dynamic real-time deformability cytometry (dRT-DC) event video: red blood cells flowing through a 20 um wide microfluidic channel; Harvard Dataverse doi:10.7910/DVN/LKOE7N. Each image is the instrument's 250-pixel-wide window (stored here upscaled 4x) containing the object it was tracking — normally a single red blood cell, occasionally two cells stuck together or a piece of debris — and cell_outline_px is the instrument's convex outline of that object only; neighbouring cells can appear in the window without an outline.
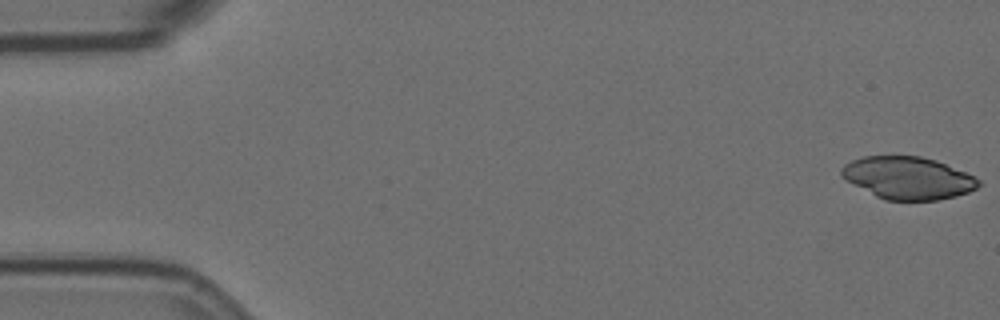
{"species": "Egyptian fruit bat (a non-hibernating species)", "species_latin": "Rousettus aegyptiacus", "temperature_condition": "room temperature", "stored_images_in_passage": 4, "camera_frame_rate_fps": 3000, "um_per_image_px": 0.085, "animal": {"sex": "female"}, "frame": {"image": 1, "passage_image": 1, "time_ms": 0.0, "image_size_px": [1000, 320], "cell_outline_px": [[980, 184], [976, 188], [968, 192], [956, 196], [940, 200], [884, 200], [876, 196], [840, 176], [840, 168], [844, 164], [852, 160], [864, 156], [920, 156], [936, 160], [964, 172], [980, 180]], "centroid_in_image_um": [77.16, 15.12], "position_along_channel_um": 7.8, "area_um2": 33.64}}